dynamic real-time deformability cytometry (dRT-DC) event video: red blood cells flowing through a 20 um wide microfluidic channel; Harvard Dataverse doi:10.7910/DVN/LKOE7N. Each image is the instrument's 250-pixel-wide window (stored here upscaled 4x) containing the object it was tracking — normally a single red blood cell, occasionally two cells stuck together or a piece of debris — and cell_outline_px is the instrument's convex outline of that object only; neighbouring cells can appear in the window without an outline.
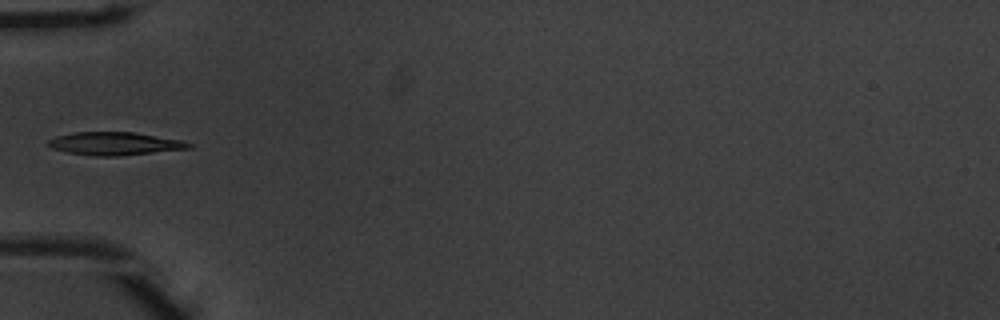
{"species": "common noctule bat (a hibernating species)", "species_latin": "Nyctalus noctula", "temperature_condition": "warm", "stored_images_in_passage": 35, "camera_frame_rate_fps": 3000, "um_per_image_px": 0.085, "animal": {"sex": "male", "body_mass_g": 20.1, "forearm_length_mm": 53.5}, "frame": {"image": 1, "passage_image": 1, "time_ms": 0.0, "image_size_px": [1000, 320], "cell_outline_px": [[192, 148], [120, 156], [92, 156], [68, 152], [52, 148], [44, 144], [48, 140], [56, 136], [76, 132], [132, 132], [184, 140], [192, 144]], "centroid_in_image_um": [9.75, 12.21], "position_along_channel_um": 75.2, "area_um2": 18.96}}
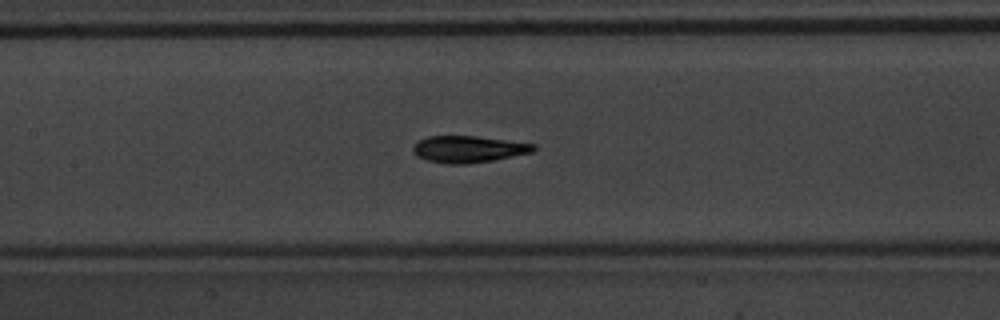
{"frame": {"image": 2, "passage_image": 8, "time_ms": 2.333, "image_size_px": [1000, 320], "cell_outline_px": [[536, 148], [532, 152], [492, 160], [464, 164], [452, 164], [428, 160], [416, 156], [412, 148], [420, 140], [428, 136], [476, 136], [536, 144]], "centroid_in_image_um": [39.82, 12.67], "position_along_channel_um": 167.6, "area_um2": 18.44}}
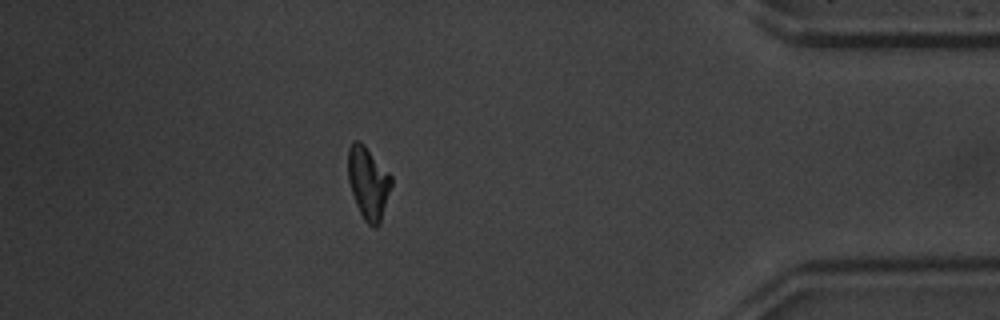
{"frame": {"image": 3, "passage_image": 29, "time_ms": 9.333, "image_size_px": [1000, 320], "cell_outline_px": [[392, 184], [380, 224], [376, 228], [372, 228], [364, 220], [356, 204], [348, 180], [348, 148], [352, 140], [360, 140], [364, 144], [392, 176]], "centroid_in_image_um": [31.3, 15.54], "position_along_channel_um": 403.9, "area_um2": 18.38}, "authors_computed_cell_mechanics": {"area_um2": 18.496, "velocity_mm_per_s": 3.9143, "shape_relaxation_time_tau1_ms": 3.6578, "shape_relaxation_time_tau2_ms": 2.5809, "deformation_change_tau1": 0.1593, "deformation_change_tau2": 0.0743}}